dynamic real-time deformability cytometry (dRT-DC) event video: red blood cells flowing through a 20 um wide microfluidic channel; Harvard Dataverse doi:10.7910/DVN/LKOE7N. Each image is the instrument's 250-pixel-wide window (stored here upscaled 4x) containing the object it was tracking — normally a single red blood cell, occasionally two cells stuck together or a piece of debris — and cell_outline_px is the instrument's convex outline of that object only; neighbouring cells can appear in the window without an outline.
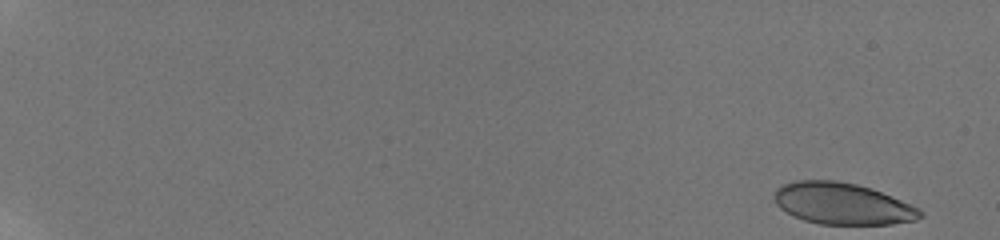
{"species": "human", "species_latin": "Homo sapiens", "temperature_condition": "room temperature", "stored_images_in_passage": 56, "camera_frame_rate_fps": 3000, "um_per_image_px": 0.085, "donor": {"sex": "male"}, "frame": {"image": 1, "passage_image": 1, "time_ms": 0.0, "image_size_px": [1000, 240], "cell_outline_px": [[924, 216], [916, 220], [892, 224], [820, 224], [804, 220], [792, 216], [780, 208], [776, 204], [772, 196], [776, 188], [784, 184], [796, 180], [836, 180], [856, 184], [872, 188], [920, 208], [924, 212]], "centroid_in_image_um": [71.6, 17.31], "position_along_channel_um": 13.4, "area_um2": 35.66}}
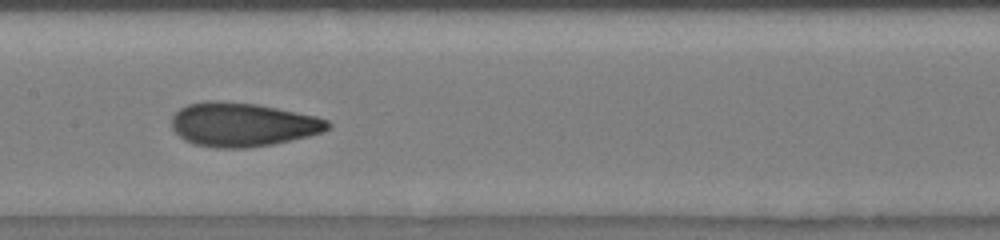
{"frame": {"image": 2, "passage_image": 32, "time_ms": 10.333, "image_size_px": [1000, 240], "cell_outline_px": [[332, 124], [324, 132], [308, 136], [272, 144], [248, 148], [216, 148], [192, 144], [184, 140], [172, 128], [172, 116], [180, 108], [188, 104], [204, 100], [216, 100], [256, 104], [316, 116], [328, 120]], "centroid_in_image_um": [20.6, 10.59], "position_along_channel_um": 186.8, "area_um2": 40.0}}
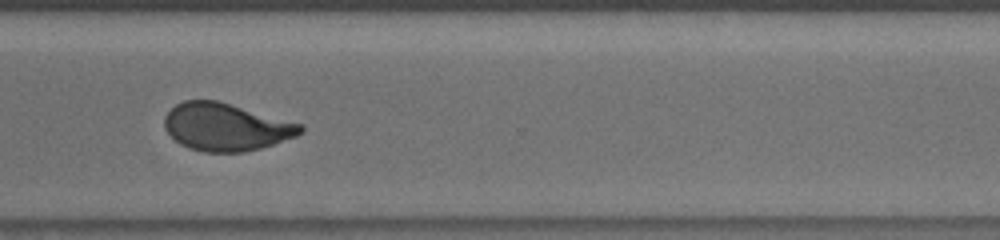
{"frame": {"image": 3, "passage_image": 45, "time_ms": 14.667, "image_size_px": [1000, 240], "cell_outline_px": [[304, 132], [296, 136], [260, 148], [244, 152], [204, 152], [188, 148], [180, 144], [164, 128], [164, 116], [176, 104], [184, 100], [216, 100], [304, 124]], "centroid_in_image_um": [19.21, 10.79], "position_along_channel_um": 351.4, "area_um2": 37.69}, "authors_computed_cell_mechanics": {"area_um2": 37.7723, "velocity_mm_per_s": 3.8144, "shape_relaxation_time_tau1_ms": 6.6605, "shape_relaxation_time_tau2_ms": 1.0355, "deformation_change_tau1": 0.2006, "deformation_change_tau2": 0.0632}}